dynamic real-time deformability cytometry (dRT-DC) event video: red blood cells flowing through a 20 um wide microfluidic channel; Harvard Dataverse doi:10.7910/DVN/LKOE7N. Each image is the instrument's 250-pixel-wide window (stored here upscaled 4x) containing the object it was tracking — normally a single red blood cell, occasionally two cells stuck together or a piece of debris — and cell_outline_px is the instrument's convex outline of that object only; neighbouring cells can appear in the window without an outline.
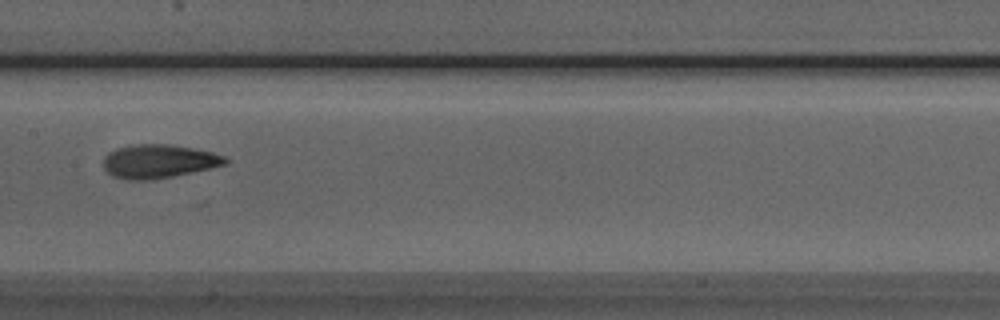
{"species": "Egyptian fruit bat (a non-hibernating species)", "species_latin": "Rousettus aegyptiacus", "temperature_condition": "room temperature", "stored_images_in_passage": 7, "camera_frame_rate_fps": 3000, "um_per_image_px": 0.085, "animal": {"sex": "male"}, "frame": {"image": 1, "passage_image": 7, "time_ms": 7.667, "image_size_px": [1000, 320], "cell_outline_px": [[232, 160], [228, 164], [172, 176], [152, 180], [124, 180], [112, 176], [104, 168], [104, 156], [108, 152], [116, 148], [136, 144], [168, 144], [192, 148], [212, 152], [224, 156]], "centroid_in_image_um": [13.49, 13.71], "position_along_channel_um": 193.9, "area_um2": 23.99}}